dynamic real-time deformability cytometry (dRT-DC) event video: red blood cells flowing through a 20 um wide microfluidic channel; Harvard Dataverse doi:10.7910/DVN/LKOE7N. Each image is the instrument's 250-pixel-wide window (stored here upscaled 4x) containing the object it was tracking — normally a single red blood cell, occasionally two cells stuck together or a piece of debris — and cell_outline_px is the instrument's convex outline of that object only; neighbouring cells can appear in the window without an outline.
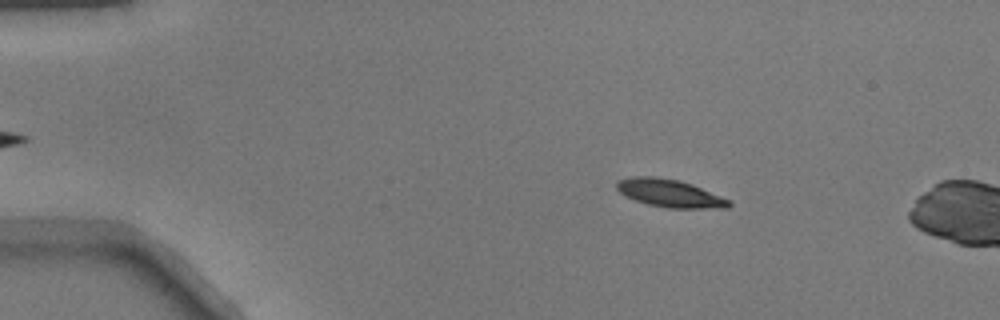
{"species": "common noctule bat (a hibernating species)", "species_latin": "Nyctalus noctula", "temperature_condition": "warm", "stored_images_in_passage": 12, "camera_frame_rate_fps": 3000, "um_per_image_px": 0.085, "animal": {"sex": "male", "body_mass_g": 17.9}, "frame": {"image": 1, "passage_image": 9, "time_ms": 2.667, "image_size_px": [1000, 320], "cell_outline_px": [[732, 204], [728, 208], [668, 208], [648, 204], [636, 200], [620, 192], [616, 188], [616, 180], [632, 176], [656, 176], [680, 180], [692, 184], [720, 196], [728, 200]], "centroid_in_image_um": [56.9, 16.41], "position_along_channel_um": 28.1, "area_um2": 18.09}}